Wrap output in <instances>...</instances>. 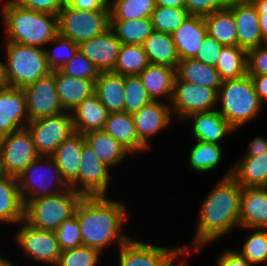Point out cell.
<instances>
[{"mask_svg":"<svg viewBox=\"0 0 267 266\" xmlns=\"http://www.w3.org/2000/svg\"><path fill=\"white\" fill-rule=\"evenodd\" d=\"M232 168L209 192L202 202L197 228L191 247H182L184 253L200 252L202 246L222 238L232 229L240 227L239 212L242 186L231 176Z\"/></svg>","mask_w":267,"mask_h":266,"instance_id":"1","label":"cell"},{"mask_svg":"<svg viewBox=\"0 0 267 266\" xmlns=\"http://www.w3.org/2000/svg\"><path fill=\"white\" fill-rule=\"evenodd\" d=\"M74 215L80 226L83 246L102 253L113 241L120 248L130 239L120 230L129 215L121 202L110 200L106 196L83 197Z\"/></svg>","mask_w":267,"mask_h":266,"instance_id":"2","label":"cell"},{"mask_svg":"<svg viewBox=\"0 0 267 266\" xmlns=\"http://www.w3.org/2000/svg\"><path fill=\"white\" fill-rule=\"evenodd\" d=\"M1 15L5 24V42L44 48L58 34V15L25 9L6 0Z\"/></svg>","mask_w":267,"mask_h":266,"instance_id":"3","label":"cell"},{"mask_svg":"<svg viewBox=\"0 0 267 266\" xmlns=\"http://www.w3.org/2000/svg\"><path fill=\"white\" fill-rule=\"evenodd\" d=\"M217 102L218 105L221 102V109L217 107V111L236 130L259 116L263 107L248 74L224 80L217 94Z\"/></svg>","mask_w":267,"mask_h":266,"instance_id":"4","label":"cell"},{"mask_svg":"<svg viewBox=\"0 0 267 266\" xmlns=\"http://www.w3.org/2000/svg\"><path fill=\"white\" fill-rule=\"evenodd\" d=\"M7 63L4 64L7 86L23 89L52 73L44 48L16 42H5Z\"/></svg>","mask_w":267,"mask_h":266,"instance_id":"5","label":"cell"},{"mask_svg":"<svg viewBox=\"0 0 267 266\" xmlns=\"http://www.w3.org/2000/svg\"><path fill=\"white\" fill-rule=\"evenodd\" d=\"M83 196L71 187L61 193L30 199L24 206V220L31 226L55 231L74 216Z\"/></svg>","mask_w":267,"mask_h":266,"instance_id":"6","label":"cell"},{"mask_svg":"<svg viewBox=\"0 0 267 266\" xmlns=\"http://www.w3.org/2000/svg\"><path fill=\"white\" fill-rule=\"evenodd\" d=\"M17 180L24 204L30 199L55 195L70 188L51 156H39L17 176Z\"/></svg>","mask_w":267,"mask_h":266,"instance_id":"7","label":"cell"},{"mask_svg":"<svg viewBox=\"0 0 267 266\" xmlns=\"http://www.w3.org/2000/svg\"><path fill=\"white\" fill-rule=\"evenodd\" d=\"M109 28L110 10H80L66 4L58 13V34L78 45Z\"/></svg>","mask_w":267,"mask_h":266,"instance_id":"8","label":"cell"},{"mask_svg":"<svg viewBox=\"0 0 267 266\" xmlns=\"http://www.w3.org/2000/svg\"><path fill=\"white\" fill-rule=\"evenodd\" d=\"M26 128L31 133L39 156H52L60 144L74 133L72 114H61L29 121Z\"/></svg>","mask_w":267,"mask_h":266,"instance_id":"9","label":"cell"},{"mask_svg":"<svg viewBox=\"0 0 267 266\" xmlns=\"http://www.w3.org/2000/svg\"><path fill=\"white\" fill-rule=\"evenodd\" d=\"M110 169L85 143L82 147L78 176L69 185L83 197L106 196L113 179L109 173Z\"/></svg>","mask_w":267,"mask_h":266,"instance_id":"10","label":"cell"},{"mask_svg":"<svg viewBox=\"0 0 267 266\" xmlns=\"http://www.w3.org/2000/svg\"><path fill=\"white\" fill-rule=\"evenodd\" d=\"M217 92L208 87L196 85L177 76L174 81V93L170 105L178 120H184L195 113L217 109Z\"/></svg>","mask_w":267,"mask_h":266,"instance_id":"11","label":"cell"},{"mask_svg":"<svg viewBox=\"0 0 267 266\" xmlns=\"http://www.w3.org/2000/svg\"><path fill=\"white\" fill-rule=\"evenodd\" d=\"M119 250V266H181L183 263L175 264L184 254L182 247H161L130 238Z\"/></svg>","mask_w":267,"mask_h":266,"instance_id":"12","label":"cell"},{"mask_svg":"<svg viewBox=\"0 0 267 266\" xmlns=\"http://www.w3.org/2000/svg\"><path fill=\"white\" fill-rule=\"evenodd\" d=\"M1 166L4 175L17 177L39 155L27 128L0 138Z\"/></svg>","mask_w":267,"mask_h":266,"instance_id":"13","label":"cell"},{"mask_svg":"<svg viewBox=\"0 0 267 266\" xmlns=\"http://www.w3.org/2000/svg\"><path fill=\"white\" fill-rule=\"evenodd\" d=\"M20 230L15 234V240L26 257L36 261L51 263L56 266L61 254L54 231L42 230L20 221Z\"/></svg>","mask_w":267,"mask_h":266,"instance_id":"14","label":"cell"},{"mask_svg":"<svg viewBox=\"0 0 267 266\" xmlns=\"http://www.w3.org/2000/svg\"><path fill=\"white\" fill-rule=\"evenodd\" d=\"M29 121L55 116L64 112L58 96L53 73L39 78L23 88Z\"/></svg>","mask_w":267,"mask_h":266,"instance_id":"15","label":"cell"},{"mask_svg":"<svg viewBox=\"0 0 267 266\" xmlns=\"http://www.w3.org/2000/svg\"><path fill=\"white\" fill-rule=\"evenodd\" d=\"M29 122L26 96L21 88H0V138L26 128Z\"/></svg>","mask_w":267,"mask_h":266,"instance_id":"16","label":"cell"},{"mask_svg":"<svg viewBox=\"0 0 267 266\" xmlns=\"http://www.w3.org/2000/svg\"><path fill=\"white\" fill-rule=\"evenodd\" d=\"M169 104V105H168ZM170 103L151 101L132 114L139 139L150 148L149 139L171 123L173 117Z\"/></svg>","mask_w":267,"mask_h":266,"instance_id":"17","label":"cell"},{"mask_svg":"<svg viewBox=\"0 0 267 266\" xmlns=\"http://www.w3.org/2000/svg\"><path fill=\"white\" fill-rule=\"evenodd\" d=\"M120 47V40L109 28L102 35L81 42L79 51L94 64L99 72H109L115 66Z\"/></svg>","mask_w":267,"mask_h":266,"instance_id":"18","label":"cell"},{"mask_svg":"<svg viewBox=\"0 0 267 266\" xmlns=\"http://www.w3.org/2000/svg\"><path fill=\"white\" fill-rule=\"evenodd\" d=\"M240 228L267 229V187H242Z\"/></svg>","mask_w":267,"mask_h":266,"instance_id":"19","label":"cell"},{"mask_svg":"<svg viewBox=\"0 0 267 266\" xmlns=\"http://www.w3.org/2000/svg\"><path fill=\"white\" fill-rule=\"evenodd\" d=\"M233 13L236 23L238 46L249 51L265 45L260 25L257 7L251 4H235L227 6Z\"/></svg>","mask_w":267,"mask_h":266,"instance_id":"20","label":"cell"},{"mask_svg":"<svg viewBox=\"0 0 267 266\" xmlns=\"http://www.w3.org/2000/svg\"><path fill=\"white\" fill-rule=\"evenodd\" d=\"M208 34L203 16L188 15L171 33L180 60L193 58Z\"/></svg>","mask_w":267,"mask_h":266,"instance_id":"21","label":"cell"},{"mask_svg":"<svg viewBox=\"0 0 267 266\" xmlns=\"http://www.w3.org/2000/svg\"><path fill=\"white\" fill-rule=\"evenodd\" d=\"M185 119L194 123L191 129L194 139L208 143L220 145L222 138L236 130L217 109L195 113Z\"/></svg>","mask_w":267,"mask_h":266,"instance_id":"22","label":"cell"},{"mask_svg":"<svg viewBox=\"0 0 267 266\" xmlns=\"http://www.w3.org/2000/svg\"><path fill=\"white\" fill-rule=\"evenodd\" d=\"M56 81L57 96L64 111L71 112L84 99L94 94L92 80L75 78L60 70L52 71Z\"/></svg>","mask_w":267,"mask_h":266,"instance_id":"23","label":"cell"},{"mask_svg":"<svg viewBox=\"0 0 267 266\" xmlns=\"http://www.w3.org/2000/svg\"><path fill=\"white\" fill-rule=\"evenodd\" d=\"M74 132L82 135L97 130H103L109 112L98 100L95 94L84 99L72 111Z\"/></svg>","mask_w":267,"mask_h":266,"instance_id":"24","label":"cell"},{"mask_svg":"<svg viewBox=\"0 0 267 266\" xmlns=\"http://www.w3.org/2000/svg\"><path fill=\"white\" fill-rule=\"evenodd\" d=\"M103 130L125 146L133 155L149 148L139 139L132 114L109 113Z\"/></svg>","mask_w":267,"mask_h":266,"instance_id":"25","label":"cell"},{"mask_svg":"<svg viewBox=\"0 0 267 266\" xmlns=\"http://www.w3.org/2000/svg\"><path fill=\"white\" fill-rule=\"evenodd\" d=\"M94 94L109 113L124 112L125 91L123 75L111 71L100 72L94 82Z\"/></svg>","mask_w":267,"mask_h":266,"instance_id":"26","label":"cell"},{"mask_svg":"<svg viewBox=\"0 0 267 266\" xmlns=\"http://www.w3.org/2000/svg\"><path fill=\"white\" fill-rule=\"evenodd\" d=\"M139 77L152 101L165 96L171 103L174 93L176 69L167 66L149 64Z\"/></svg>","mask_w":267,"mask_h":266,"instance_id":"27","label":"cell"},{"mask_svg":"<svg viewBox=\"0 0 267 266\" xmlns=\"http://www.w3.org/2000/svg\"><path fill=\"white\" fill-rule=\"evenodd\" d=\"M85 143L84 136L74 132L60 144L51 156L68 184L78 176L82 147Z\"/></svg>","mask_w":267,"mask_h":266,"instance_id":"28","label":"cell"},{"mask_svg":"<svg viewBox=\"0 0 267 266\" xmlns=\"http://www.w3.org/2000/svg\"><path fill=\"white\" fill-rule=\"evenodd\" d=\"M24 206L17 177L0 176V223L18 224L23 221Z\"/></svg>","mask_w":267,"mask_h":266,"instance_id":"29","label":"cell"},{"mask_svg":"<svg viewBox=\"0 0 267 266\" xmlns=\"http://www.w3.org/2000/svg\"><path fill=\"white\" fill-rule=\"evenodd\" d=\"M235 164L231 176L242 187H267V152L242 156Z\"/></svg>","mask_w":267,"mask_h":266,"instance_id":"30","label":"cell"},{"mask_svg":"<svg viewBox=\"0 0 267 266\" xmlns=\"http://www.w3.org/2000/svg\"><path fill=\"white\" fill-rule=\"evenodd\" d=\"M142 46L150 64L177 68L180 59L170 33L154 30Z\"/></svg>","mask_w":267,"mask_h":266,"instance_id":"31","label":"cell"},{"mask_svg":"<svg viewBox=\"0 0 267 266\" xmlns=\"http://www.w3.org/2000/svg\"><path fill=\"white\" fill-rule=\"evenodd\" d=\"M176 76L181 80L212 88L217 93L223 82L215 67L193 58L179 61L176 68Z\"/></svg>","mask_w":267,"mask_h":266,"instance_id":"32","label":"cell"},{"mask_svg":"<svg viewBox=\"0 0 267 266\" xmlns=\"http://www.w3.org/2000/svg\"><path fill=\"white\" fill-rule=\"evenodd\" d=\"M85 142L97 154L99 159L110 168L116 166L126 156L132 154L125 146L114 139L104 130L91 131L83 135Z\"/></svg>","mask_w":267,"mask_h":266,"instance_id":"33","label":"cell"},{"mask_svg":"<svg viewBox=\"0 0 267 266\" xmlns=\"http://www.w3.org/2000/svg\"><path fill=\"white\" fill-rule=\"evenodd\" d=\"M208 34L223 46H238L236 23L232 11L225 6L204 16Z\"/></svg>","mask_w":267,"mask_h":266,"instance_id":"34","label":"cell"},{"mask_svg":"<svg viewBox=\"0 0 267 266\" xmlns=\"http://www.w3.org/2000/svg\"><path fill=\"white\" fill-rule=\"evenodd\" d=\"M110 29L121 44L142 45L154 31L151 17L135 20H110Z\"/></svg>","mask_w":267,"mask_h":266,"instance_id":"35","label":"cell"},{"mask_svg":"<svg viewBox=\"0 0 267 266\" xmlns=\"http://www.w3.org/2000/svg\"><path fill=\"white\" fill-rule=\"evenodd\" d=\"M215 68L223 81L245 76L247 51L239 46H224L218 55Z\"/></svg>","mask_w":267,"mask_h":266,"instance_id":"36","label":"cell"},{"mask_svg":"<svg viewBox=\"0 0 267 266\" xmlns=\"http://www.w3.org/2000/svg\"><path fill=\"white\" fill-rule=\"evenodd\" d=\"M149 64L142 45L121 44L115 66L111 72L123 76L139 75Z\"/></svg>","mask_w":267,"mask_h":266,"instance_id":"37","label":"cell"},{"mask_svg":"<svg viewBox=\"0 0 267 266\" xmlns=\"http://www.w3.org/2000/svg\"><path fill=\"white\" fill-rule=\"evenodd\" d=\"M192 147L189 164L191 169L198 172H210L216 168L223 157V147L219 144L195 140Z\"/></svg>","mask_w":267,"mask_h":266,"instance_id":"38","label":"cell"},{"mask_svg":"<svg viewBox=\"0 0 267 266\" xmlns=\"http://www.w3.org/2000/svg\"><path fill=\"white\" fill-rule=\"evenodd\" d=\"M154 0H109L110 20H135L151 17Z\"/></svg>","mask_w":267,"mask_h":266,"instance_id":"39","label":"cell"},{"mask_svg":"<svg viewBox=\"0 0 267 266\" xmlns=\"http://www.w3.org/2000/svg\"><path fill=\"white\" fill-rule=\"evenodd\" d=\"M189 15L186 8L155 6L151 20L156 31L173 33Z\"/></svg>","mask_w":267,"mask_h":266,"instance_id":"40","label":"cell"},{"mask_svg":"<svg viewBox=\"0 0 267 266\" xmlns=\"http://www.w3.org/2000/svg\"><path fill=\"white\" fill-rule=\"evenodd\" d=\"M124 91L126 113L133 114L152 101L139 75L124 76Z\"/></svg>","mask_w":267,"mask_h":266,"instance_id":"41","label":"cell"},{"mask_svg":"<svg viewBox=\"0 0 267 266\" xmlns=\"http://www.w3.org/2000/svg\"><path fill=\"white\" fill-rule=\"evenodd\" d=\"M238 252L253 266L267 262V229H254Z\"/></svg>","mask_w":267,"mask_h":266,"instance_id":"42","label":"cell"},{"mask_svg":"<svg viewBox=\"0 0 267 266\" xmlns=\"http://www.w3.org/2000/svg\"><path fill=\"white\" fill-rule=\"evenodd\" d=\"M50 43L57 44L52 50L44 48L48 66L52 71L60 70L79 50L78 44L59 34Z\"/></svg>","mask_w":267,"mask_h":266,"instance_id":"43","label":"cell"},{"mask_svg":"<svg viewBox=\"0 0 267 266\" xmlns=\"http://www.w3.org/2000/svg\"><path fill=\"white\" fill-rule=\"evenodd\" d=\"M101 255L99 250L82 245L61 251L56 266H97Z\"/></svg>","mask_w":267,"mask_h":266,"instance_id":"44","label":"cell"},{"mask_svg":"<svg viewBox=\"0 0 267 266\" xmlns=\"http://www.w3.org/2000/svg\"><path fill=\"white\" fill-rule=\"evenodd\" d=\"M60 71L66 75H70L75 78L92 80L93 82L96 81L100 73L94 64L79 50L73 58L62 66Z\"/></svg>","mask_w":267,"mask_h":266,"instance_id":"45","label":"cell"},{"mask_svg":"<svg viewBox=\"0 0 267 266\" xmlns=\"http://www.w3.org/2000/svg\"><path fill=\"white\" fill-rule=\"evenodd\" d=\"M61 251L82 246V236L77 217L64 221L55 231Z\"/></svg>","mask_w":267,"mask_h":266,"instance_id":"46","label":"cell"},{"mask_svg":"<svg viewBox=\"0 0 267 266\" xmlns=\"http://www.w3.org/2000/svg\"><path fill=\"white\" fill-rule=\"evenodd\" d=\"M247 74H267V43L247 51Z\"/></svg>","mask_w":267,"mask_h":266,"instance_id":"47","label":"cell"},{"mask_svg":"<svg viewBox=\"0 0 267 266\" xmlns=\"http://www.w3.org/2000/svg\"><path fill=\"white\" fill-rule=\"evenodd\" d=\"M223 47L215 38L207 34L193 59L215 67L218 55Z\"/></svg>","mask_w":267,"mask_h":266,"instance_id":"48","label":"cell"},{"mask_svg":"<svg viewBox=\"0 0 267 266\" xmlns=\"http://www.w3.org/2000/svg\"><path fill=\"white\" fill-rule=\"evenodd\" d=\"M19 6L37 12L58 15L59 11L67 4V0H13Z\"/></svg>","mask_w":267,"mask_h":266,"instance_id":"49","label":"cell"},{"mask_svg":"<svg viewBox=\"0 0 267 266\" xmlns=\"http://www.w3.org/2000/svg\"><path fill=\"white\" fill-rule=\"evenodd\" d=\"M189 15L206 16L224 8V0H184Z\"/></svg>","mask_w":267,"mask_h":266,"instance_id":"50","label":"cell"},{"mask_svg":"<svg viewBox=\"0 0 267 266\" xmlns=\"http://www.w3.org/2000/svg\"><path fill=\"white\" fill-rule=\"evenodd\" d=\"M217 266H253L238 250L227 249L218 256Z\"/></svg>","mask_w":267,"mask_h":266,"instance_id":"51","label":"cell"},{"mask_svg":"<svg viewBox=\"0 0 267 266\" xmlns=\"http://www.w3.org/2000/svg\"><path fill=\"white\" fill-rule=\"evenodd\" d=\"M67 4L80 10H110L109 0H67Z\"/></svg>","mask_w":267,"mask_h":266,"instance_id":"52","label":"cell"},{"mask_svg":"<svg viewBox=\"0 0 267 266\" xmlns=\"http://www.w3.org/2000/svg\"><path fill=\"white\" fill-rule=\"evenodd\" d=\"M259 13L260 31L265 43H267V0H255L253 3Z\"/></svg>","mask_w":267,"mask_h":266,"instance_id":"53","label":"cell"},{"mask_svg":"<svg viewBox=\"0 0 267 266\" xmlns=\"http://www.w3.org/2000/svg\"><path fill=\"white\" fill-rule=\"evenodd\" d=\"M253 81L260 102H267V74L264 75H249Z\"/></svg>","mask_w":267,"mask_h":266,"instance_id":"54","label":"cell"},{"mask_svg":"<svg viewBox=\"0 0 267 266\" xmlns=\"http://www.w3.org/2000/svg\"><path fill=\"white\" fill-rule=\"evenodd\" d=\"M248 152L244 156H256V153L267 152V139L262 136H256L248 146Z\"/></svg>","mask_w":267,"mask_h":266,"instance_id":"55","label":"cell"},{"mask_svg":"<svg viewBox=\"0 0 267 266\" xmlns=\"http://www.w3.org/2000/svg\"><path fill=\"white\" fill-rule=\"evenodd\" d=\"M156 6L171 8H185L184 0H154Z\"/></svg>","mask_w":267,"mask_h":266,"instance_id":"56","label":"cell"},{"mask_svg":"<svg viewBox=\"0 0 267 266\" xmlns=\"http://www.w3.org/2000/svg\"><path fill=\"white\" fill-rule=\"evenodd\" d=\"M4 64L5 62L0 61V88L7 86Z\"/></svg>","mask_w":267,"mask_h":266,"instance_id":"57","label":"cell"},{"mask_svg":"<svg viewBox=\"0 0 267 266\" xmlns=\"http://www.w3.org/2000/svg\"><path fill=\"white\" fill-rule=\"evenodd\" d=\"M226 6H232L235 4H251L254 3L255 0H224Z\"/></svg>","mask_w":267,"mask_h":266,"instance_id":"58","label":"cell"},{"mask_svg":"<svg viewBox=\"0 0 267 266\" xmlns=\"http://www.w3.org/2000/svg\"><path fill=\"white\" fill-rule=\"evenodd\" d=\"M14 264L11 263L9 260L4 259L0 256V266H13Z\"/></svg>","mask_w":267,"mask_h":266,"instance_id":"59","label":"cell"},{"mask_svg":"<svg viewBox=\"0 0 267 266\" xmlns=\"http://www.w3.org/2000/svg\"><path fill=\"white\" fill-rule=\"evenodd\" d=\"M4 175L3 170H2V166H1V156H0V176Z\"/></svg>","mask_w":267,"mask_h":266,"instance_id":"60","label":"cell"},{"mask_svg":"<svg viewBox=\"0 0 267 266\" xmlns=\"http://www.w3.org/2000/svg\"><path fill=\"white\" fill-rule=\"evenodd\" d=\"M186 265H187V264H186L185 262H183L181 266H186Z\"/></svg>","mask_w":267,"mask_h":266,"instance_id":"61","label":"cell"}]
</instances>
